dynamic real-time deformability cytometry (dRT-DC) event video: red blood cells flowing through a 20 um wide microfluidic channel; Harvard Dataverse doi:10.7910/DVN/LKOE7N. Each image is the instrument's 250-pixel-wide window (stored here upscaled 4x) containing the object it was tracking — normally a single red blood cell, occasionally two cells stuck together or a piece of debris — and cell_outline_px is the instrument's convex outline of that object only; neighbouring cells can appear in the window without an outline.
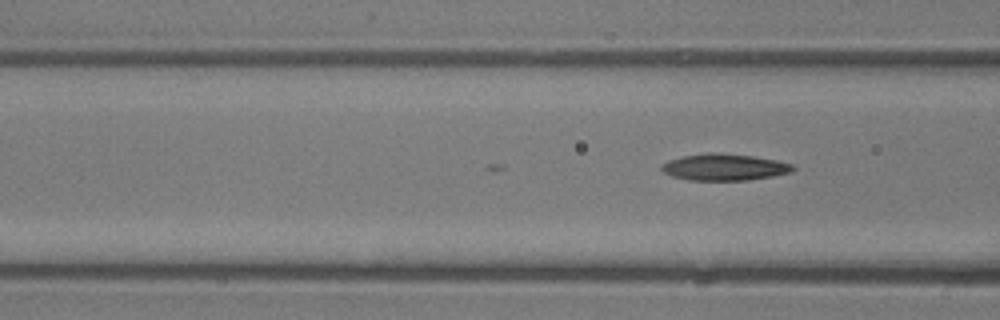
{"species": "common noctule bat (a hibernating species)", "species_latin": "Nyctalus noctula", "temperature_condition": "room temperature", "stored_images_in_passage": 17, "camera_frame_rate_fps": 3000, "um_per_image_px": 0.085, "animal": {"sex": "male", "body_mass_g": 13.3}, "frame": {"image": 1, "passage_image": 17, "time_ms": 5.333, "image_size_px": [1000, 320], "cell_outline_px": [[796, 168], [792, 172], [772, 176], [748, 180], [688, 180], [672, 176], [664, 172], [660, 168], [660, 164], [668, 160], [684, 156], [712, 152], [720, 152], [752, 156], [776, 160], [796, 164]], "centroid_in_image_um": [61.59, 14.2], "position_along_channel_um": 105.0, "area_um2": 20.52}}